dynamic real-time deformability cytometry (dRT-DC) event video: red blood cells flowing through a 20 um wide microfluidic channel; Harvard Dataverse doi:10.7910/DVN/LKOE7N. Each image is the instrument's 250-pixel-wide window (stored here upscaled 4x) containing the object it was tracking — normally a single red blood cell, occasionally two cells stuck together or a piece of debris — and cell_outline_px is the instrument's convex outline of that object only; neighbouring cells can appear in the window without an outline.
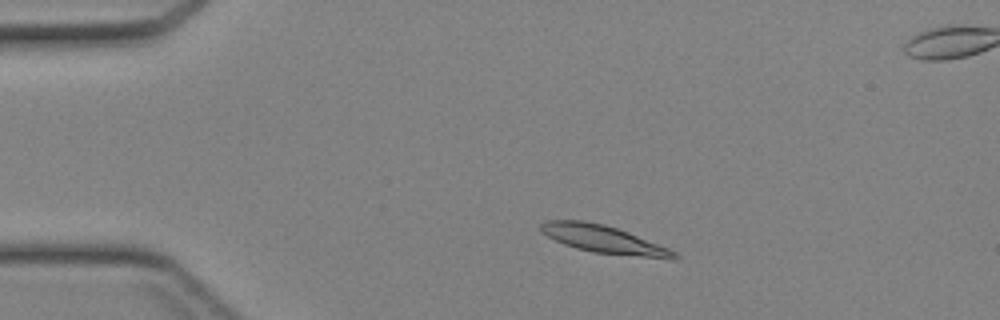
{"species": "Egyptian fruit bat (a non-hibernating species)", "species_latin": "Rousettus aegyptiacus", "temperature_condition": "cold", "stored_images_in_passage": 35, "camera_frame_rate_fps": 3000, "um_per_image_px": 0.085, "animal": {"sex": "female"}, "frame": {"image": 1, "passage_image": 6, "time_ms": 1.667, "image_size_px": [1000, 320], "cell_outline_px": [[660, 256], [656, 256], [600, 252], [580, 248], [568, 244], [552, 236], [564, 224], [596, 224], [612, 228], [624, 232], [660, 248]], "centroid_in_image_um": [51.38, 20.4], "position_along_channel_um": 33.6, "area_um2": 15.14}}
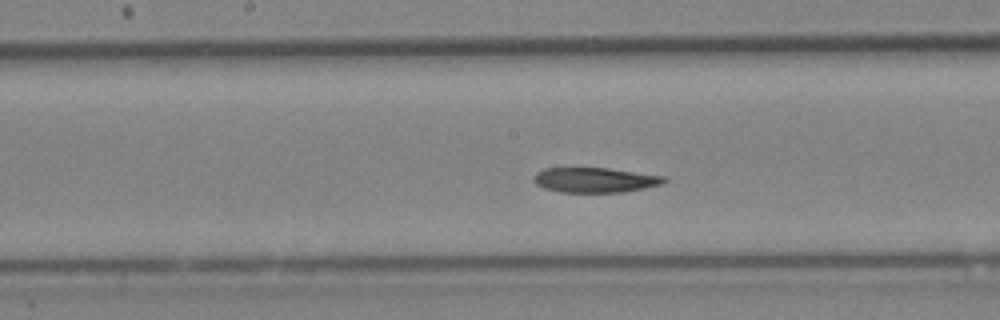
{"frame": {"image": 2, "passage_image": 20, "time_ms": 6.333, "image_size_px": [1000, 320], "cell_outline_px": [[660, 180], [652, 184], [636, 188], [604, 192], [576, 192], [552, 188], [536, 180], [536, 176], [552, 168], [600, 168], [652, 176]], "centroid_in_image_um": [50.42, 15.28], "position_along_channel_um": 197.8, "area_um2": 15.95}}
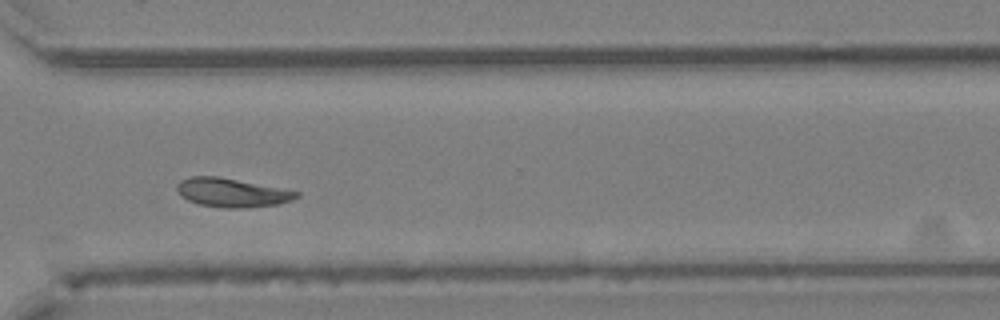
{"frame": {"image": 3, "passage_image": 30, "time_ms": 9.667, "image_size_px": [1000, 320], "cell_outline_px": [[296, 196], [284, 200], [268, 204], [208, 204], [192, 200], [184, 196], [180, 192], [188, 180], [232, 180], [296, 192]], "centroid_in_image_um": [19.81, 16.38], "position_along_channel_um": 350.8, "area_um2": 15.37}}